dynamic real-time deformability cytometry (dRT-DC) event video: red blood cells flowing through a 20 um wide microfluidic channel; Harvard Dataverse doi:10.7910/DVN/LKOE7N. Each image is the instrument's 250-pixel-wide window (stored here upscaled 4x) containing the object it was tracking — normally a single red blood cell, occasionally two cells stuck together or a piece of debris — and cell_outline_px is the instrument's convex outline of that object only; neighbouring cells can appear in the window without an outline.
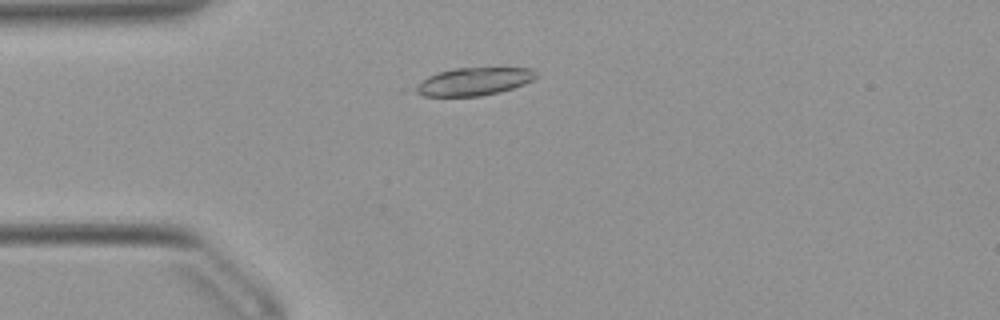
{"species": "Egyptian fruit bat (a non-hibernating species)", "species_latin": "Rousettus aegyptiacus", "temperature_condition": "warm", "stored_images_in_passage": 31, "camera_frame_rate_fps": 3000, "um_per_image_px": 0.085, "animal": {"sex": "female"}, "frame": {"image": 1, "passage_image": 10, "time_ms": 3.0, "image_size_px": [1000, 320], "cell_outline_px": [[536, 76], [532, 80], [524, 84], [500, 92], [480, 96], [424, 96], [416, 92], [416, 88], [428, 76], [440, 72], [456, 68], [532, 68], [536, 72]], "centroid_in_image_um": [40.32, 6.93], "position_along_channel_um": 44.7, "area_um2": 19.13}}
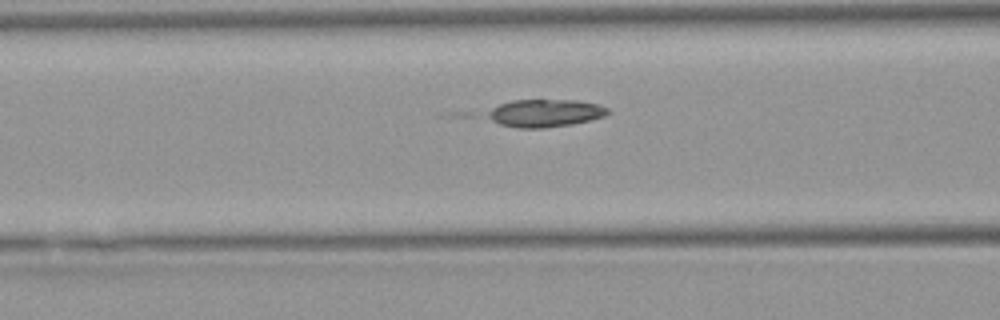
{"frame": {"image": 2, "passage_image": 17, "time_ms": 5.333, "image_size_px": [1000, 320], "cell_outline_px": [[612, 112], [604, 116], [572, 124], [544, 128], [516, 128], [500, 124], [484, 116], [484, 112], [500, 104], [512, 100], [576, 100], [596, 104], [608, 108]], "centroid_in_image_um": [46.28, 9.61], "position_along_channel_um": 120.3, "area_um2": 19.48}}
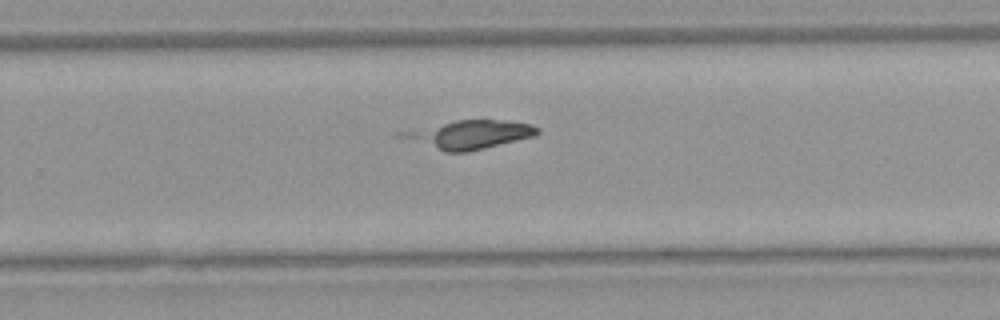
{"frame": {"image": 3, "passage_image": 30, "time_ms": 9.667, "image_size_px": [1000, 320], "cell_outline_px": [[540, 132], [536, 136], [468, 152], [444, 152], [392, 136], [396, 132], [456, 120], [508, 120], [532, 124], [540, 128]], "centroid_in_image_um": [39.84, 11.44], "position_along_channel_um": 290.0, "area_um2": 23.06}}